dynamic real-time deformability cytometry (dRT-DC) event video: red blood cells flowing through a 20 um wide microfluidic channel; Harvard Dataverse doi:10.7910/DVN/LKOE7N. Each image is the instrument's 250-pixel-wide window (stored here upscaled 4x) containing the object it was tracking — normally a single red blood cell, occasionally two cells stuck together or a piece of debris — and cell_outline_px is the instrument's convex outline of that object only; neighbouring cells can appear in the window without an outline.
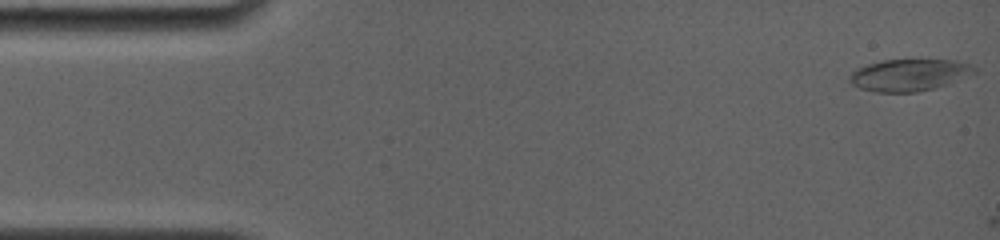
{"species": "common noctule bat (a hibernating species)", "species_latin": "Nyctalus noctula", "temperature_condition": "room temperature", "stored_images_in_passage": 2, "camera_frame_rate_fps": 4000, "um_per_image_px": 0.085, "animal": {"sex": "female", "body_mass_g": 19.0, "forearm_length_mm": 56.7}, "frame": {"image": 1, "passage_image": 1, "time_ms": 0.0, "image_size_px": [1000, 240], "cell_outline_px": [[976, 72], [948, 84], [916, 92], [876, 92], [860, 88], [852, 84], [848, 80], [848, 76], [856, 68], [868, 64], [884, 60], [956, 60], [968, 64], [976, 68]], "centroid_in_image_um": [77.24, 6.37], "position_along_channel_um": 7.8, "area_um2": 23.0}}